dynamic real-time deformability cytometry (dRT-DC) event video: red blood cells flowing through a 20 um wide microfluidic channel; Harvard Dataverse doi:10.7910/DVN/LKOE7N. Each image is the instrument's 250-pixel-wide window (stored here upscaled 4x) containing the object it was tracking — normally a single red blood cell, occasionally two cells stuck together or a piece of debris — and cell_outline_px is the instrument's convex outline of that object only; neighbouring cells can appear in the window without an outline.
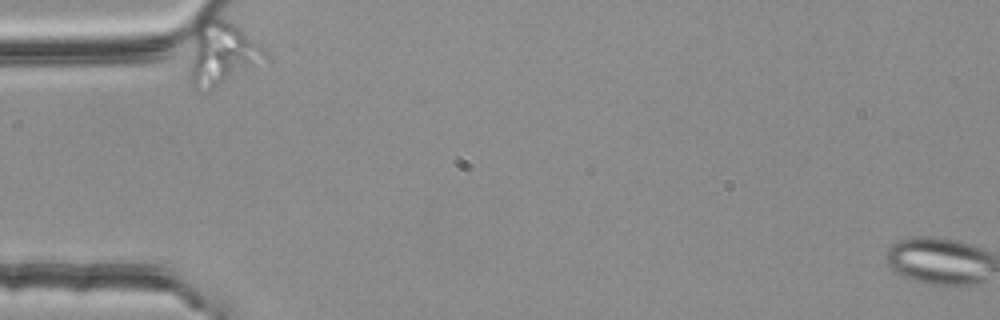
{"species": "common noctule bat (a hibernating species)", "species_latin": "Nyctalus noctula", "temperature_condition": "room temperature", "stored_images_in_passage": 39, "camera_frame_rate_fps": 3000, "um_per_image_px": 0.085, "animal": {"sex": "female", "body_mass_g": 25.1}, "frame": {"image": 1, "passage_image": 1, "time_ms": 0.0, "image_size_px": [1000, 320], "cell_outline_px": [[268, 56], [208, 92], [196, 92], [188, 80], [188, 72], [196, 24], [200, 20], [208, 16], [212, 16], [224, 20], [232, 24], [264, 48], [268, 52]], "centroid_in_image_um": [18.73, 4.57], "position_along_channel_um": 66.3, "area_um2": 27.51}}
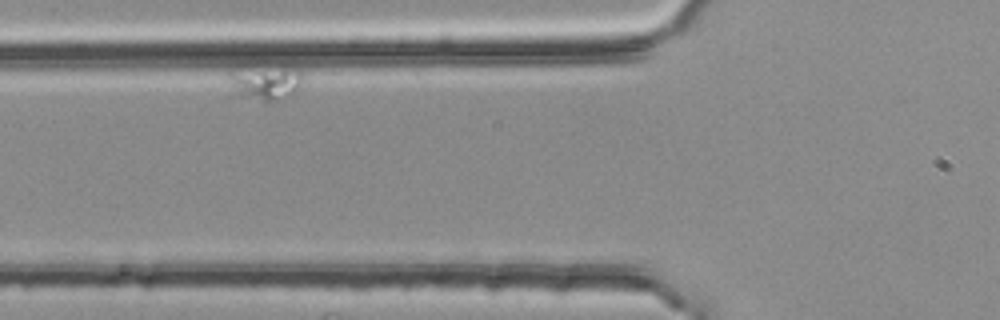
{"frame": {"image": 2, "passage_image": 6, "time_ms": 1.667, "image_size_px": [1000, 320], "cell_outline_px": [[304, 80], [300, 88], [272, 104], [232, 96], [228, 76], [228, 72], [260, 60], [264, 60], [296, 64], [304, 72]], "centroid_in_image_um": [22.59, 6.88], "position_along_channel_um": 103.2, "area_um2": 17.98}}